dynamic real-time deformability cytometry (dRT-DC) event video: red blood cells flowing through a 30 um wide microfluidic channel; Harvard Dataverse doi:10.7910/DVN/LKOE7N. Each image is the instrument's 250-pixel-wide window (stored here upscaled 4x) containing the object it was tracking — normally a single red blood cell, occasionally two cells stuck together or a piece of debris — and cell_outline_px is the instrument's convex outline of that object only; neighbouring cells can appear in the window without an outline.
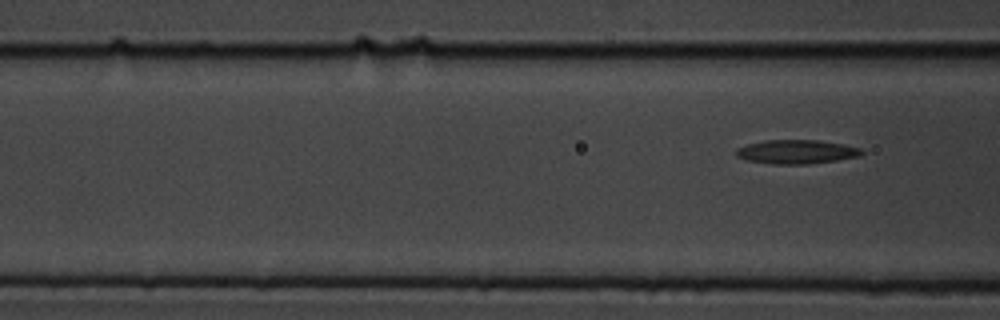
{"species": "common noctule bat (a hibernating species)", "species_latin": "Nyctalus noctula", "temperature_condition": "cold", "stored_images_in_passage": 7, "segment_of_instrument_passage": [2, 2], "camera_frame_rate_fps": 3000, "um_per_image_px": 0.085, "animal": {"sex": "male", "body_mass_g": 19.5, "forearm_length_mm": 54.6}, "frame": {"image": 1, "passage_image": 7, "time_ms": 2.0, "image_size_px": [1000, 320], "cell_outline_px": [[864, 152], [860, 156], [836, 160], [808, 164], [772, 164], [748, 160], [736, 156], [736, 148], [748, 144], [764, 140], [820, 140], [844, 144], [860, 148]], "centroid_in_image_um": [67.71, 12.9], "position_along_channel_um": 98.9, "area_um2": 17.51}}